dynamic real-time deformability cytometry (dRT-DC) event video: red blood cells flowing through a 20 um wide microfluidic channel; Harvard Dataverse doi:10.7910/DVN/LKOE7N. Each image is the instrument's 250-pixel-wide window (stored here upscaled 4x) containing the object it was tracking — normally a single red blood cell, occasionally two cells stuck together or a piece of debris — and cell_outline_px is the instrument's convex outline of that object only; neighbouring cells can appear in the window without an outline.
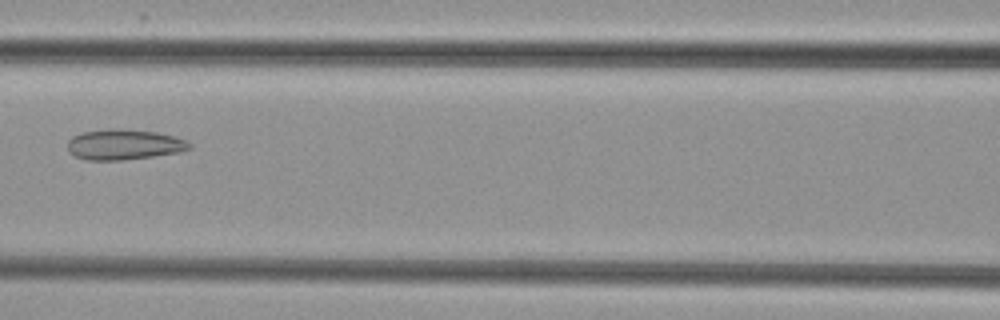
{"species": "common noctule bat (a hibernating species)", "species_latin": "Nyctalus noctula", "temperature_condition": "cold", "stored_images_in_passage": 6, "camera_frame_rate_fps": 3000, "um_per_image_px": 0.085, "animal": {"sex": "female", "body_mass_g": 29.2, "forearm_length_mm": 56.3}, "frame": {"image": 1, "passage_image": 6, "time_ms": 6.0, "image_size_px": [1000, 320], "cell_outline_px": [[192, 148], [180, 152], [124, 160], [84, 160], [68, 152], [68, 140], [72, 136], [84, 132], [108, 128], [124, 128], [156, 132], [176, 136], [188, 140], [192, 144]], "centroid_in_image_um": [10.57, 12.27], "position_along_channel_um": 156.0, "area_um2": 21.96}}